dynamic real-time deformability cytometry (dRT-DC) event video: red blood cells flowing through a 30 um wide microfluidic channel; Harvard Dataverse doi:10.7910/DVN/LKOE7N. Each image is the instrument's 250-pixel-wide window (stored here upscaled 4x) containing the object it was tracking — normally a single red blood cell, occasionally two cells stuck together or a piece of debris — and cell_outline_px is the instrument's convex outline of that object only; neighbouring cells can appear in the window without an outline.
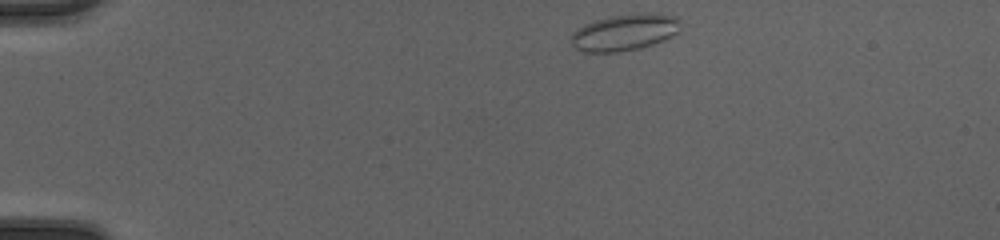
{"species": "common noctule bat (a hibernating species)", "species_latin": "Nyctalus noctula", "temperature_condition": "cold", "stored_images_in_passage": 40, "camera_frame_rate_fps": 3000, "um_per_image_px": 0.085, "animal": {"sex": "female", "body_mass_g": 20.0, "forearm_length_mm": 54.0}, "frame": {"image": 1, "passage_image": 1, "time_ms": 0.0, "image_size_px": [1000, 240], "cell_outline_px": [[680, 32], [672, 36], [652, 44], [640, 48], [616, 52], [584, 52], [576, 48], [572, 44], [572, 32], [584, 24], [608, 16], [644, 12], [648, 12], [676, 16], [680, 20]], "centroid_in_image_um": [53.12, 2.73], "position_along_channel_um": 31.9, "area_um2": 23.41}}
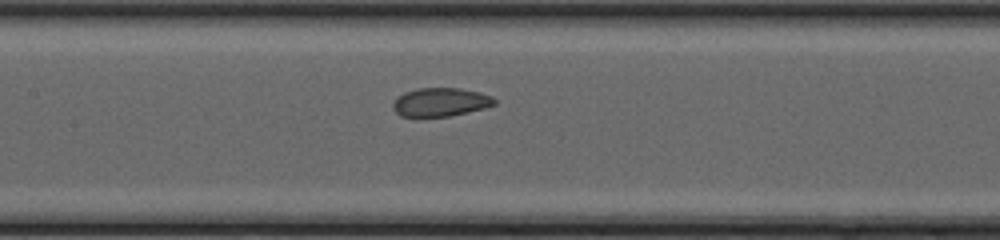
{"frame": {"image": 2, "passage_image": 16, "time_ms": 5.0, "image_size_px": [1000, 240], "cell_outline_px": [[496, 104], [484, 108], [448, 116], [400, 116], [392, 108], [392, 104], [396, 96], [404, 92], [416, 88], [460, 88], [480, 92], [492, 96], [496, 100]], "centroid_in_image_um": [37.42, 8.66], "position_along_channel_um": 170.0, "area_um2": 16.94}}
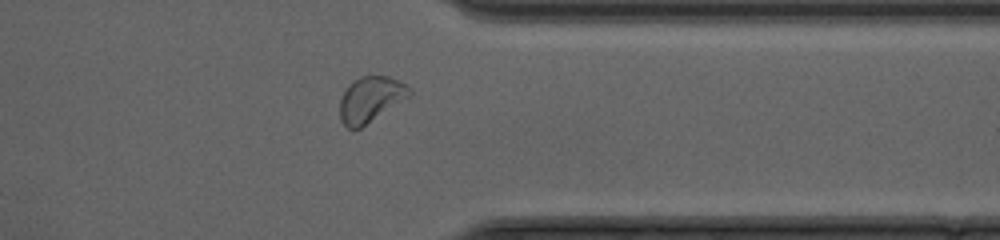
{"frame": {"image": 3, "passage_image": 31, "time_ms": 10.0, "image_size_px": [1000, 240], "cell_outline_px": [[412, 96], [360, 128], [348, 128], [340, 120], [340, 100], [348, 84], [360, 76], [388, 76], [404, 84], [412, 92]], "centroid_in_image_um": [31.5, 8.44], "position_along_channel_um": 379.9, "area_um2": 18.38}, "authors_computed_cell_mechanics": {"area_um2": 18.2648, "velocity_mm_per_s": 4.2632, "shape_relaxation_time_tau1_ms": null, "shape_relaxation_time_tau2_ms": 1.1704, "deformation_change_tau1": null, "deformation_change_tau2": 0.0616}}